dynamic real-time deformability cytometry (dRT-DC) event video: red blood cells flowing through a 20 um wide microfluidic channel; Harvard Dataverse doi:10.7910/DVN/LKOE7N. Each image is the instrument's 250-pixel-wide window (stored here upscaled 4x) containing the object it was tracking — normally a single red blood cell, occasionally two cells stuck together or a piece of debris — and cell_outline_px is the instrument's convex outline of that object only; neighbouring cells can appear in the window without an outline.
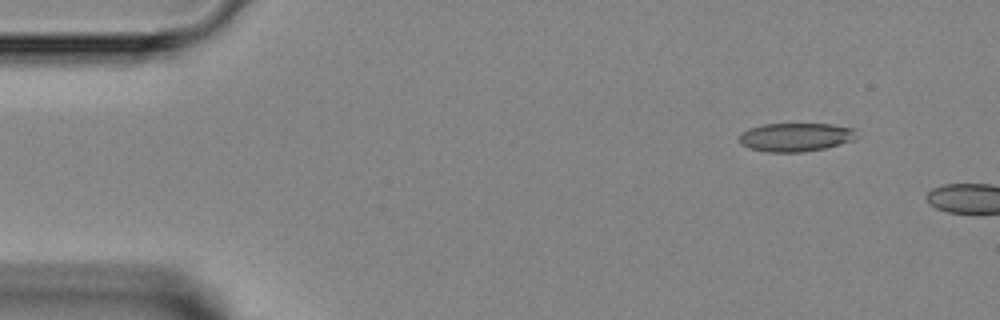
{"species": "Egyptian fruit bat (a non-hibernating species)", "species_latin": "Rousettus aegyptiacus", "temperature_condition": "room temperature", "stored_images_in_passage": 2, "camera_frame_rate_fps": 3000, "um_per_image_px": 0.085, "animal": {"sex": "female"}, "frame": {"image": 1, "passage_image": 1, "time_ms": 0.0, "image_size_px": [1000, 320], "cell_outline_px": [[856, 140], [824, 148], [804, 152], [768, 152], [752, 148], [740, 144], [740, 136], [748, 128], [764, 124], [832, 124], [856, 128]], "centroid_in_image_um": [67.69, 11.65], "position_along_channel_um": 17.3, "area_um2": 19.54}}